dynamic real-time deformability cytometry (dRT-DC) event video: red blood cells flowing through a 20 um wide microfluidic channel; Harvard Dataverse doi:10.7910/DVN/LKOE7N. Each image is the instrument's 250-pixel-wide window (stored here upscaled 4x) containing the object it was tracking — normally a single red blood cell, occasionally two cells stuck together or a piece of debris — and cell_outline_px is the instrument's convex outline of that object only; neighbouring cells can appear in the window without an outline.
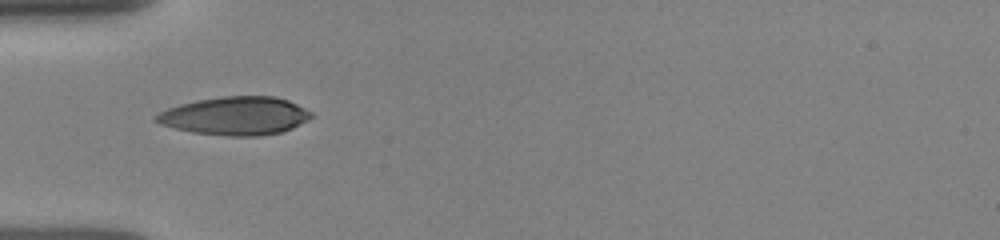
{"species": "human", "species_latin": "Homo sapiens", "temperature_condition": "room temperature", "stored_images_in_passage": 3, "camera_frame_rate_fps": 3000, "um_per_image_px": 0.085, "donor": {"sex": "female"}, "frame": {"image": 1, "passage_image": 1, "time_ms": 0.0, "image_size_px": [1000, 240], "cell_outline_px": [[312, 116], [308, 120], [292, 128], [280, 132], [260, 136], [228, 136], [192, 132], [160, 124], [152, 120], [152, 116], [168, 108], [180, 104], [196, 100], [224, 96], [276, 96], [288, 100], [312, 112]], "centroid_in_image_um": [19.98, 9.85], "position_along_channel_um": 65.0, "area_um2": 34.62}}
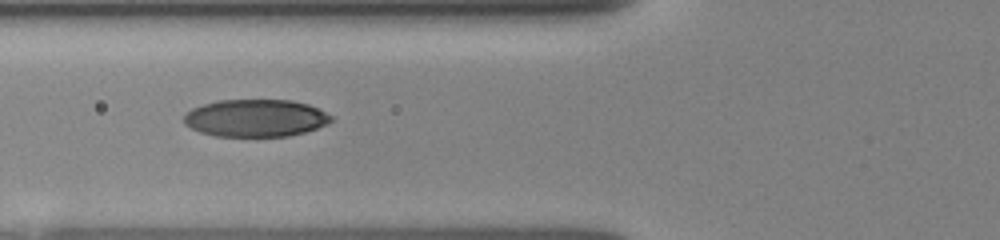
{"frame": {"image": 2, "passage_image": 2, "time_ms": 1.0, "image_size_px": [1000, 240], "cell_outline_px": [[332, 120], [328, 124], [304, 132], [288, 136], [216, 136], [200, 132], [184, 124], [184, 116], [192, 108], [216, 100], [292, 100], [308, 104], [332, 116]], "centroid_in_image_um": [21.72, 10.03], "position_along_channel_um": 104.1, "area_um2": 31.96}}